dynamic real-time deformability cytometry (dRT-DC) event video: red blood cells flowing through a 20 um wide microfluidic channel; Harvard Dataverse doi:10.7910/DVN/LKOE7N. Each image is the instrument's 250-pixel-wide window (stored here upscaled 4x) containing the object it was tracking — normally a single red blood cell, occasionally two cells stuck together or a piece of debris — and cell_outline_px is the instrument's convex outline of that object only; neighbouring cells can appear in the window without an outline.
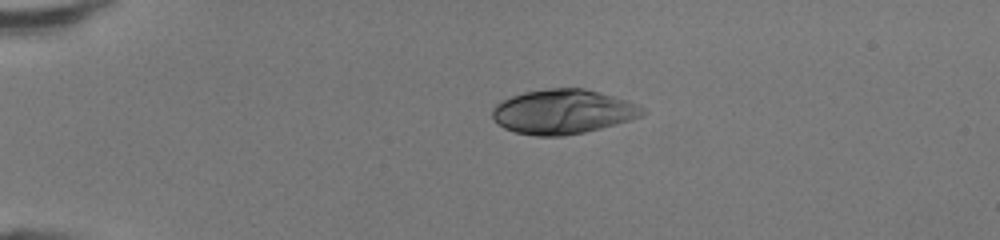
{"species": "human", "species_latin": "Homo sapiens", "temperature_condition": "room temperature", "stored_images_in_passage": 37, "camera_frame_rate_fps": 3000, "um_per_image_px": 0.085, "donor": {"sex": "female"}, "frame": {"image": 1, "passage_image": 1, "time_ms": 0.0, "image_size_px": [1000, 240], "cell_outline_px": [[648, 112], [640, 116], [616, 124], [584, 132], [564, 136], [536, 136], [516, 132], [504, 128], [492, 116], [492, 108], [496, 104], [512, 96], [524, 92], [548, 88], [584, 88], [640, 104]], "centroid_in_image_um": [47.87, 9.49], "position_along_channel_um": 37.1, "area_um2": 38.73}}
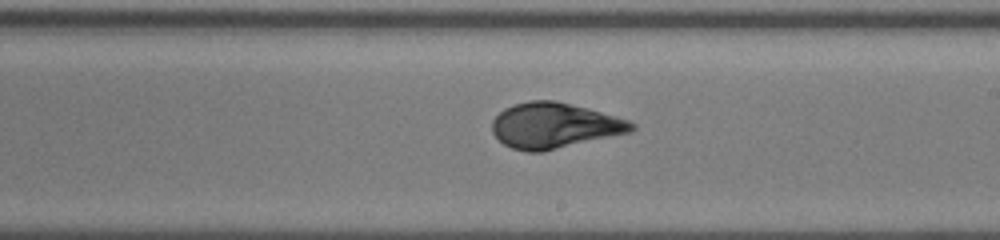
{"frame": {"image": 2, "passage_image": 19, "time_ms": 6.0, "image_size_px": [1000, 240], "cell_outline_px": [[636, 128], [632, 132], [544, 152], [528, 152], [512, 148], [504, 144], [492, 132], [492, 120], [504, 108], [516, 104], [532, 100], [556, 100], [588, 108], [628, 120], [636, 124]], "centroid_in_image_um": [47.14, 10.68], "position_along_channel_um": 241.9, "area_um2": 37.11}}
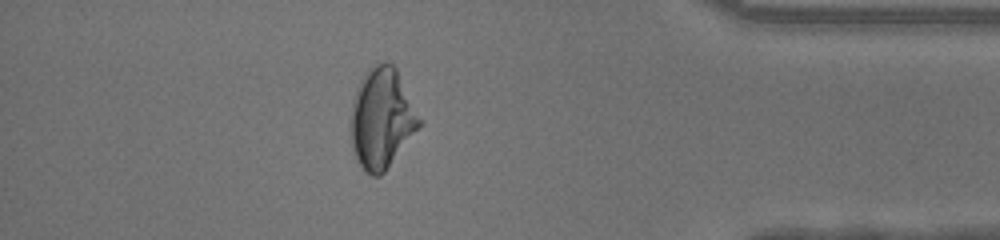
{"frame": {"image": 3, "passage_image": 32, "time_ms": 10.333, "image_size_px": [1000, 240], "cell_outline_px": [[424, 124], [384, 172], [380, 176], [372, 176], [364, 172], [356, 160], [352, 148], [348, 124], [348, 120], [356, 88], [364, 72], [376, 64], [384, 60], [392, 64], [396, 68], [424, 120]], "centroid_in_image_um": [32.46, 10.07], "position_along_channel_um": 402.7, "area_um2": 41.38}, "authors_computed_cell_mechanics": {"area_um2": 36.8186, "velocity_mm_per_s": 4.3598, "shape_relaxation_time_tau1_ms": 4.4192, "shape_relaxation_time_tau2_ms": null, "deformation_change_tau1": 0.2203, "deformation_change_tau2": null}}